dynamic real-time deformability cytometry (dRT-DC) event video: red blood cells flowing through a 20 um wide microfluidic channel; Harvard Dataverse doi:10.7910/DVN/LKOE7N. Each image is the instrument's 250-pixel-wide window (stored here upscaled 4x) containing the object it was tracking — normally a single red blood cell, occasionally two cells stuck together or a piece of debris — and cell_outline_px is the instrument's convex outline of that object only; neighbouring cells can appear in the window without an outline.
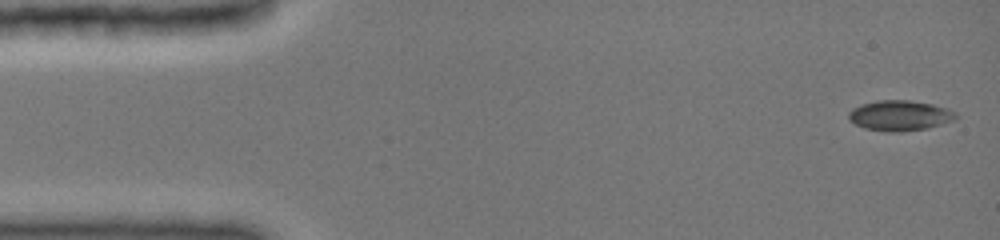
{"species": "common noctule bat (a hibernating species)", "species_latin": "Nyctalus noctula", "temperature_condition": "cold", "stored_images_in_passage": 33, "camera_frame_rate_fps": 3000, "um_per_image_px": 0.085, "animal": {"sex": "female", "body_mass_g": 19.0, "forearm_length_mm": 51.5}, "frame": {"image": 1, "passage_image": 1, "time_ms": 0.0, "image_size_px": [1000, 240], "cell_outline_px": [[956, 120], [928, 128], [896, 132], [884, 132], [864, 128], [848, 120], [848, 112], [852, 108], [864, 104], [880, 100], [908, 100], [932, 104], [948, 108], [956, 112]], "centroid_in_image_um": [76.49, 9.83], "position_along_channel_um": 8.5, "area_um2": 19.02}}
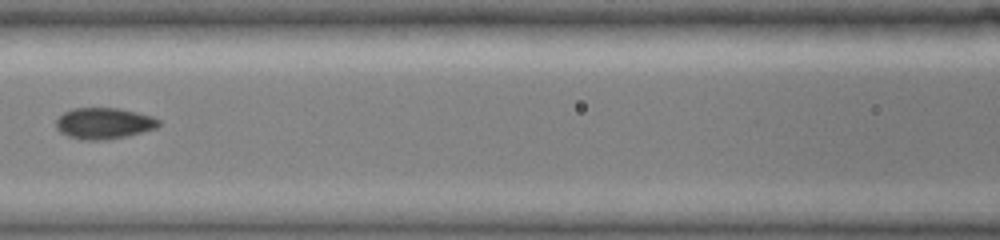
{"frame": {"image": 2, "passage_image": 15, "time_ms": 6.667, "image_size_px": [1000, 240], "cell_outline_px": [[160, 124], [156, 128], [108, 140], [80, 140], [68, 136], [60, 132], [56, 128], [56, 120], [64, 112], [72, 108], [116, 108], [136, 112], [152, 116], [160, 120]], "centroid_in_image_um": [8.8, 10.48], "position_along_channel_um": 157.8, "area_um2": 18.61}}
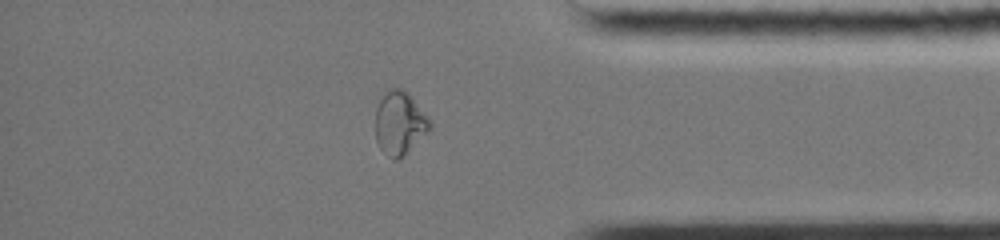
{"frame": {"image": 3, "passage_image": 28, "time_ms": 13.0, "image_size_px": [1000, 240], "cell_outline_px": [[432, 128], [404, 156], [396, 160], [392, 160], [380, 148], [376, 140], [376, 108], [380, 100], [388, 88], [400, 88], [408, 92], [432, 124]], "centroid_in_image_um": [33.96, 10.48], "position_along_channel_um": 401.2, "area_um2": 20.0}}